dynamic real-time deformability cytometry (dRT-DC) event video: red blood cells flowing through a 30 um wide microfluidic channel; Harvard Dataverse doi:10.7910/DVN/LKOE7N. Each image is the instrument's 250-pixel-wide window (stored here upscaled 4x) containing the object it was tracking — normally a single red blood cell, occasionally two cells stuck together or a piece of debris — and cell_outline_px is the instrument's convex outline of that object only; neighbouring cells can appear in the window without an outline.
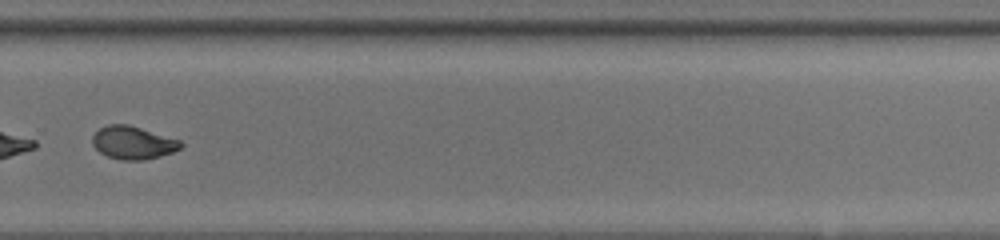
{"species": "common noctule bat (a hibernating species)", "species_latin": "Nyctalus noctula", "temperature_condition": "room temperature", "stored_images_in_passage": 49, "segment_of_instrument_passage": [2, 2], "camera_frame_rate_fps": 3000, "um_per_image_px": 0.085, "animal": {"sex": "female", "body_mass_g": 20.0, "forearm_length_mm": 54.0}, "frame": {"image": 1, "passage_image": 37, "time_ms": 12.0, "image_size_px": [1000, 240], "cell_outline_px": [[184, 144], [180, 148], [172, 152], [160, 156], [144, 160], [120, 160], [108, 156], [100, 152], [92, 144], [92, 136], [100, 128], [108, 124], [128, 124], [180, 140]], "centroid_in_image_um": [11.3, 12.13], "position_along_channel_um": 318.5, "area_um2": 16.88}}